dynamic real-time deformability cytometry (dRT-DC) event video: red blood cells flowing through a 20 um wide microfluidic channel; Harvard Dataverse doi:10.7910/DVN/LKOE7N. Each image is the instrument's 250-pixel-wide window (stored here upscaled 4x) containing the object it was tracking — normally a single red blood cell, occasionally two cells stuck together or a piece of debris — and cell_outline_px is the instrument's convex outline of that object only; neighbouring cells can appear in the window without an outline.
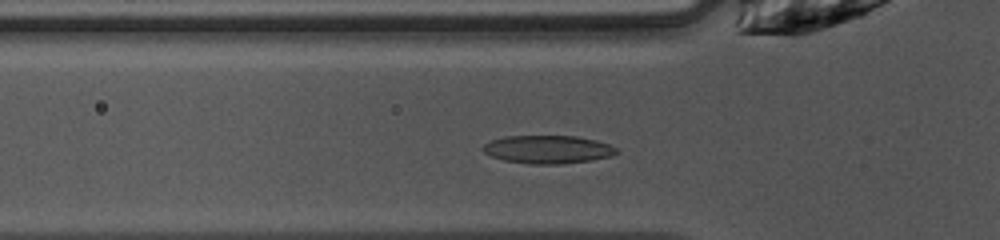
{"species": "common noctule bat (a hibernating species)", "species_latin": "Nyctalus noctula", "temperature_condition": "warm", "stored_images_in_passage": 29, "camera_frame_rate_fps": 3000, "um_per_image_px": 0.085, "animal": {"sex": "female", "body_mass_g": 10.0, "forearm_length_mm": 53.1}, "frame": {"image": 1, "passage_image": 2, "time_ms": 0.333, "image_size_px": [1000, 240], "cell_outline_px": [[620, 152], [612, 156], [592, 160], [560, 164], [532, 164], [504, 160], [492, 156], [484, 152], [480, 148], [484, 144], [492, 140], [504, 136], [576, 136], [596, 140], [608, 144], [616, 148]], "centroid_in_image_um": [46.58, 12.7], "position_along_channel_um": 79.2, "area_um2": 21.91}}
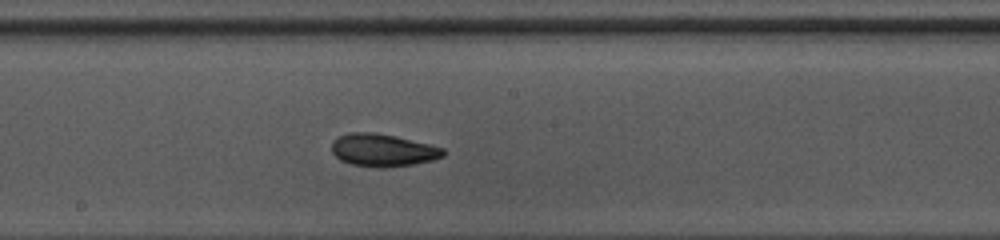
{"frame": {"image": 2, "passage_image": 12, "time_ms": 3.667, "image_size_px": [1000, 240], "cell_outline_px": [[444, 156], [432, 160], [412, 164], [388, 168], [380, 168], [352, 164], [340, 160], [332, 152], [332, 140], [336, 136], [348, 132], [372, 132], [396, 136], [444, 148]], "centroid_in_image_um": [32.5, 12.76], "position_along_channel_um": 215.7, "area_um2": 21.27}}
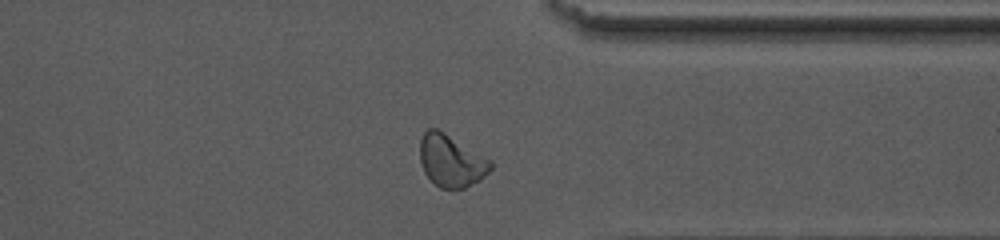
{"frame": {"image": 3, "passage_image": 24, "time_ms": 7.667, "image_size_px": [1000, 240], "cell_outline_px": [[492, 168], [484, 176], [464, 188], [440, 188], [424, 172], [420, 160], [420, 140], [424, 132], [428, 128], [436, 128], [444, 132], [492, 160]], "centroid_in_image_um": [38.34, 13.64], "position_along_channel_um": 373.1, "area_um2": 21.21}, "authors_computed_cell_mechanics": {"area_um2": 20.6924, "velocity_mm_per_s": 4.0614, "shape_relaxation_time_tau1_ms": 3.6643, "shape_relaxation_time_tau2_ms": 2.1765, "deformation_change_tau1": 0.1241, "deformation_change_tau2": 0.0816}}